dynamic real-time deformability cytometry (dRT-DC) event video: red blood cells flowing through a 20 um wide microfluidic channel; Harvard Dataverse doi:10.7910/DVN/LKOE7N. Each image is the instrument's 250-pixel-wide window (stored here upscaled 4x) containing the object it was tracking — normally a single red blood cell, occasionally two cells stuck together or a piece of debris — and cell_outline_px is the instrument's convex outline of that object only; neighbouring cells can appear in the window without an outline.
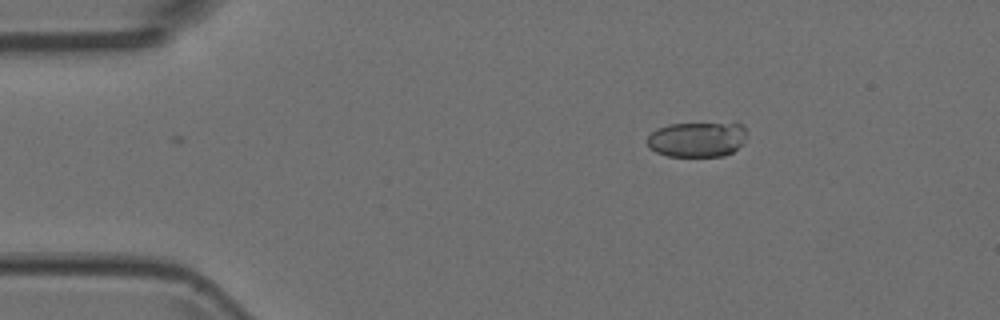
{"species": "Egyptian fruit bat (a non-hibernating species)", "species_latin": "Rousettus aegyptiacus", "temperature_condition": "room temperature", "stored_images_in_passage": 4, "camera_frame_rate_fps": 3000, "um_per_image_px": 0.085, "animal": {"sex": "female"}, "frame": {"image": 1, "passage_image": 2, "time_ms": 0.333, "image_size_px": [1000, 320], "cell_outline_px": [[748, 136], [744, 144], [732, 152], [724, 156], [668, 156], [656, 152], [644, 140], [656, 128], [668, 124], [736, 120], [748, 132]], "centroid_in_image_um": [59.34, 11.79], "position_along_channel_um": 25.7, "area_um2": 21.5}}
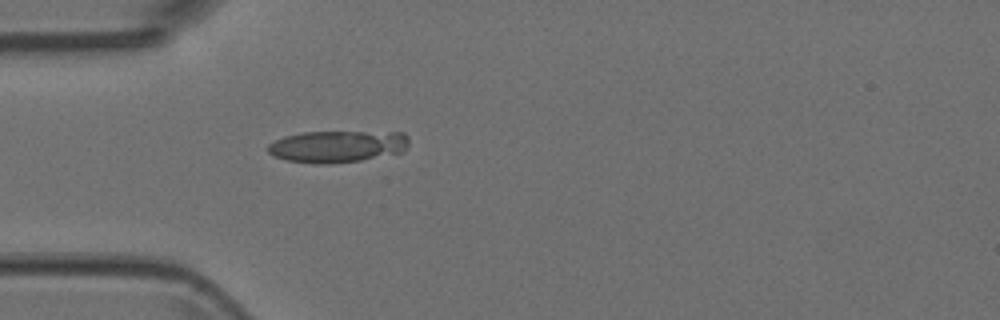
{"frame": {"image": 2, "passage_image": 4, "time_ms": 1.0, "image_size_px": [1000, 320], "cell_outline_px": [[408, 144], [404, 152], [360, 160], [328, 164], [320, 164], [288, 160], [276, 156], [268, 152], [268, 144], [284, 136], [304, 132], [404, 132], [408, 136]], "centroid_in_image_um": [28.72, 12.44], "position_along_channel_um": 56.3, "area_um2": 26.07}}